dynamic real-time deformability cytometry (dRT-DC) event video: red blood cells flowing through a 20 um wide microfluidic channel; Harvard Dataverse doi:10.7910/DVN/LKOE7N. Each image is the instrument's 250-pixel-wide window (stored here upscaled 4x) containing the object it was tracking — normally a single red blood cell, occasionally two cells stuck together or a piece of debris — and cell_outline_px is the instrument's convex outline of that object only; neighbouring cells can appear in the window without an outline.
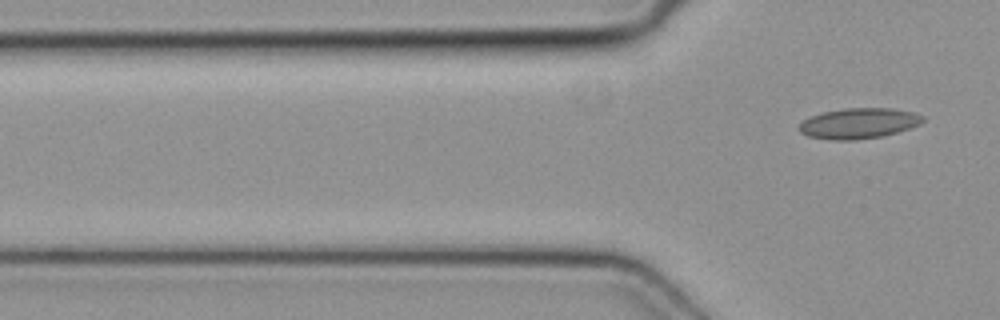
{"species": "common noctule bat (a hibernating species)", "species_latin": "Nyctalus noctula", "temperature_condition": "cold", "stored_images_in_passage": 5, "camera_frame_rate_fps": 3000, "um_per_image_px": 0.085, "animal": {"sex": "female", "body_mass_g": 19.3, "forearm_length_mm": 54.1}, "frame": {"image": 1, "passage_image": 5, "time_ms": 1.333, "image_size_px": [1000, 320], "cell_outline_px": [[924, 120], [920, 124], [896, 132], [880, 136], [856, 140], [828, 140], [808, 136], [800, 132], [796, 128], [804, 120], [812, 116], [824, 112], [844, 108], [892, 108], [912, 112], [924, 116]], "centroid_in_image_um": [72.96, 10.48], "position_along_channel_um": 52.8, "area_um2": 21.91}}